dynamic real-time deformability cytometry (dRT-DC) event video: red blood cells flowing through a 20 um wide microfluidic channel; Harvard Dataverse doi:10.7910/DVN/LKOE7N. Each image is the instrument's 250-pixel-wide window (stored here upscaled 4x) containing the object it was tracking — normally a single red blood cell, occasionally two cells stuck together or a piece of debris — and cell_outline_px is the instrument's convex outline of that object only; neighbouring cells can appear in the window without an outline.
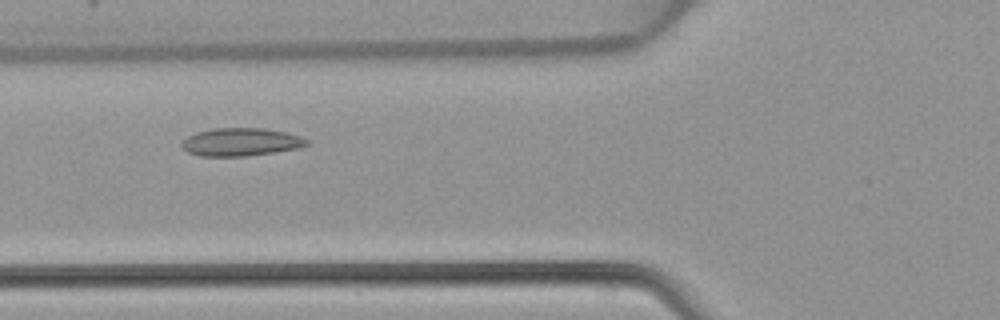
{"species": "common noctule bat (a hibernating species)", "species_latin": "Nyctalus noctula", "temperature_condition": "warm", "stored_images_in_passage": 42, "camera_frame_rate_fps": 3000, "um_per_image_px": 0.085, "animal": {"sex": "female", "body_mass_g": 22.7, "forearm_length_mm": 54.2}, "frame": {"image": 1, "passage_image": 13, "time_ms": 4.0, "image_size_px": [1000, 320], "cell_outline_px": [[312, 144], [300, 148], [248, 156], [200, 156], [188, 152], [180, 144], [188, 136], [196, 132], [212, 128], [264, 128], [284, 132], [300, 136], [312, 140]], "centroid_in_image_um": [20.54, 12.07], "position_along_channel_um": 105.3, "area_um2": 20.58}}
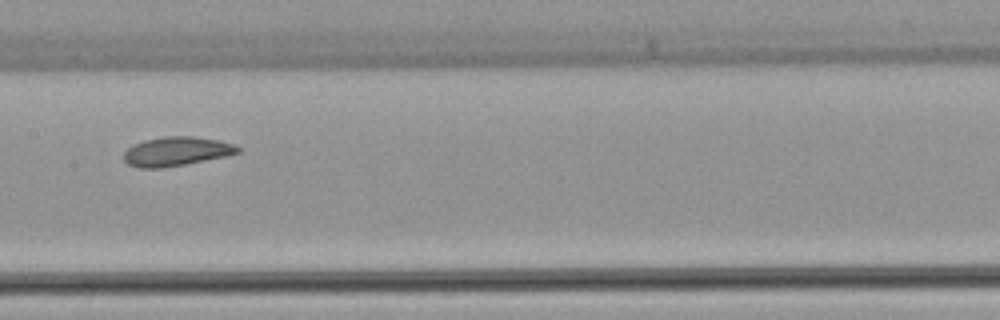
{"frame": {"image": 2, "passage_image": 19, "time_ms": 6.0, "image_size_px": [1000, 320], "cell_outline_px": [[240, 152], [224, 156], [164, 168], [140, 168], [128, 164], [124, 160], [124, 152], [128, 148], [144, 140], [164, 136], [192, 136], [220, 140], [236, 144], [240, 148]], "centroid_in_image_um": [15.01, 12.86], "position_along_channel_um": 192.4, "area_um2": 19.25}}
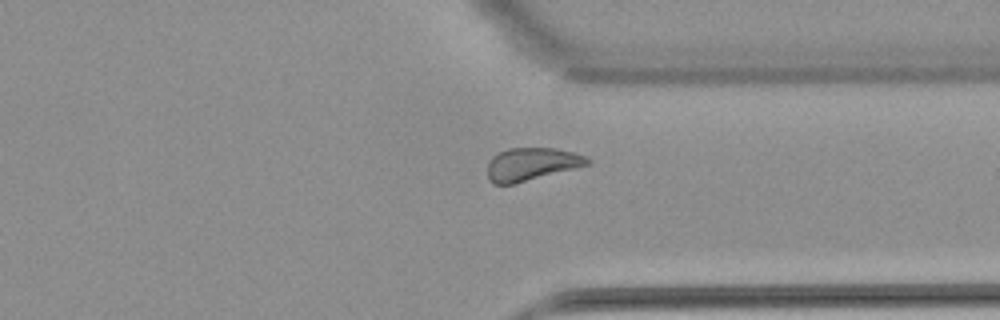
{"frame": {"image": 3, "passage_image": 31, "time_ms": 10.0, "image_size_px": [1000, 320], "cell_outline_px": [[592, 164], [512, 184], [492, 184], [488, 180], [488, 164], [492, 156], [508, 148], [556, 148], [572, 152], [584, 156], [592, 160]], "centroid_in_image_um": [45.18, 13.95], "position_along_channel_um": 366.2, "area_um2": 19.07}}